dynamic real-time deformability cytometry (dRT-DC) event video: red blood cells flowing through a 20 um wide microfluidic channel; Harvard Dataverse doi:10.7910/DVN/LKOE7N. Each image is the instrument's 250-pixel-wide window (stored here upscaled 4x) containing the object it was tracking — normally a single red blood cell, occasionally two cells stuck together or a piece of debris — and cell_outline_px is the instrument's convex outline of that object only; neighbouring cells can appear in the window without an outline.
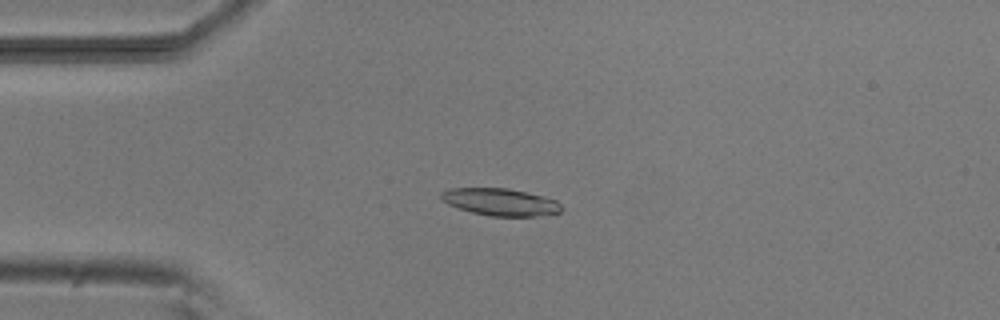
{"species": "common noctule bat (a hibernating species)", "species_latin": "Nyctalus noctula", "temperature_condition": "room temperature", "stored_images_in_passage": 3, "camera_frame_rate_fps": 3000, "um_per_image_px": 0.085, "animal": {"sex": "male", "body_mass_g": 20.5, "forearm_length_mm": 52.5}, "frame": {"image": 1, "passage_image": 3, "time_ms": 2.333, "image_size_px": [1000, 320], "cell_outline_px": [[564, 208], [560, 212], [536, 216], [492, 216], [472, 212], [448, 204], [440, 200], [440, 192], [448, 188], [508, 188], [544, 196], [556, 200]], "centroid_in_image_um": [42.52, 17.16], "position_along_channel_um": 42.5, "area_um2": 19.13}}